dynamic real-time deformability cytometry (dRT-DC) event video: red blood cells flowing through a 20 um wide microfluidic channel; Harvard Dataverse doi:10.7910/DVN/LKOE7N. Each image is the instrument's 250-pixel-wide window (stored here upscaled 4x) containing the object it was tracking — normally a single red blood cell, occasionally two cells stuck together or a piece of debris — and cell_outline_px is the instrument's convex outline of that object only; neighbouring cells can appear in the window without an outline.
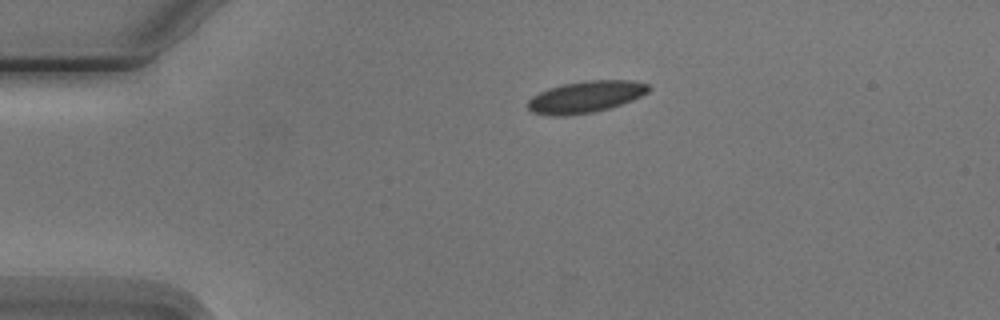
{"species": "Egyptian fruit bat (a non-hibernating species)", "species_latin": "Rousettus aegyptiacus", "temperature_condition": "cold", "stored_images_in_passage": 2, "camera_frame_rate_fps": 3000, "um_per_image_px": 0.085, "animal": {"sex": "male"}, "frame": {"image": 1, "passage_image": 1, "time_ms": 0.0, "image_size_px": [1000, 320], "cell_outline_px": [[652, 88], [648, 92], [632, 100], [608, 108], [592, 112], [564, 116], [552, 116], [532, 112], [528, 108], [528, 100], [532, 96], [548, 88], [564, 84], [584, 80], [628, 80], [648, 84]], "centroid_in_image_um": [49.77, 8.23], "position_along_channel_um": 35.2, "area_um2": 22.2}}